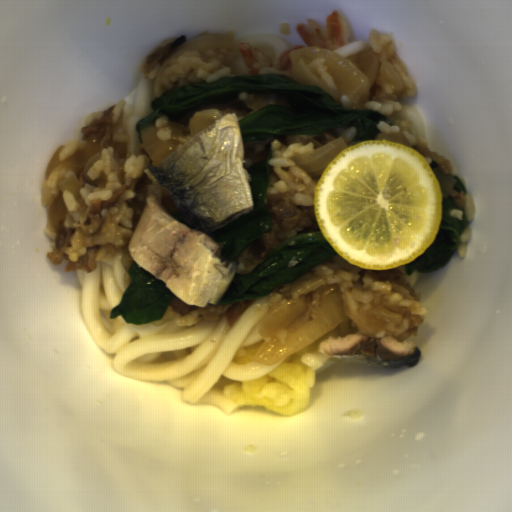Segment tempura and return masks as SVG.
I'll list each match as a JSON object with an SVG mask.
<instances>
[{"label":"tempura","instance_id":"2","mask_svg":"<svg viewBox=\"0 0 512 512\" xmlns=\"http://www.w3.org/2000/svg\"><path fill=\"white\" fill-rule=\"evenodd\" d=\"M296 30L301 44L289 47L276 56L260 52L249 42H241L238 50L248 68L249 76L286 75L292 79L289 63L292 50L311 45L332 52L352 41L347 15L335 8L323 22L306 19L296 26Z\"/></svg>","mask_w":512,"mask_h":512},{"label":"tempura","instance_id":"1","mask_svg":"<svg viewBox=\"0 0 512 512\" xmlns=\"http://www.w3.org/2000/svg\"><path fill=\"white\" fill-rule=\"evenodd\" d=\"M329 337H339L338 327L305 348L289 356L252 380H231L223 389L235 407H259L280 416L301 414L311 401V389L317 373L301 365L305 352L319 351V344Z\"/></svg>","mask_w":512,"mask_h":512},{"label":"tempura","instance_id":"3","mask_svg":"<svg viewBox=\"0 0 512 512\" xmlns=\"http://www.w3.org/2000/svg\"><path fill=\"white\" fill-rule=\"evenodd\" d=\"M264 337L251 343L231 354V361L237 365L253 363L258 349L261 347Z\"/></svg>","mask_w":512,"mask_h":512}]
</instances>
